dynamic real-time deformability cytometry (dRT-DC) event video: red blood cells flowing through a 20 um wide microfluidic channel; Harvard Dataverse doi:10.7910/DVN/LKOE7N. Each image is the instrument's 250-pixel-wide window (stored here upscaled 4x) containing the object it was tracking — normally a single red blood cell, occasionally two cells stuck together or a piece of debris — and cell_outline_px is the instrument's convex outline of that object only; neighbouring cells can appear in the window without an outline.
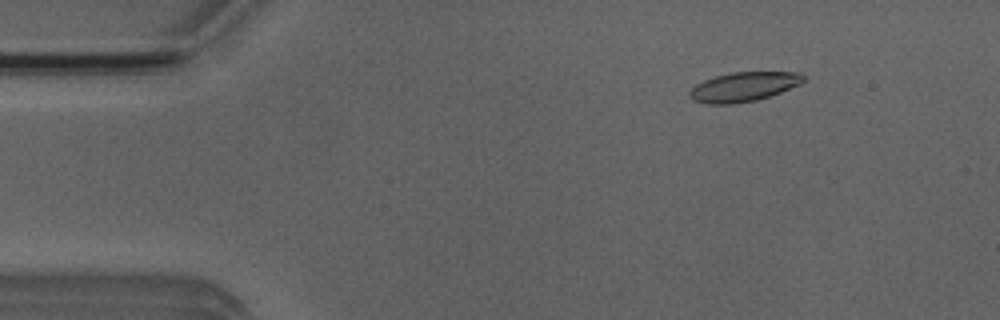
{"species": "Egyptian fruit bat (a non-hibernating species)", "species_latin": "Rousettus aegyptiacus", "temperature_condition": "room temperature", "stored_images_in_passage": 52, "camera_frame_rate_fps": 3000, "um_per_image_px": 0.085, "animal": {"sex": "male"}, "frame": {"image": 1, "passage_image": 7, "time_ms": 2.0, "image_size_px": [1000, 320], "cell_outline_px": [[804, 80], [800, 84], [780, 92], [756, 100], [732, 104], [708, 104], [692, 100], [688, 96], [688, 92], [696, 84], [704, 80], [716, 76], [732, 72], [800, 72], [804, 76]], "centroid_in_image_um": [63.17, 7.38], "position_along_channel_um": 21.8, "area_um2": 19.42}}
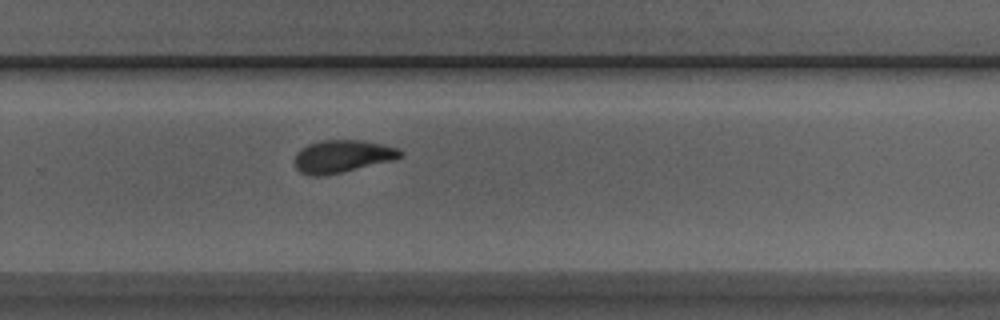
{"frame": {"image": 2, "passage_image": 34, "time_ms": 11.0, "image_size_px": [1000, 320], "cell_outline_px": [[404, 152], [400, 156], [392, 160], [340, 172], [320, 176], [312, 176], [300, 172], [296, 168], [296, 156], [300, 148], [308, 144], [324, 140], [364, 140], [400, 148]], "centroid_in_image_um": [29.1, 13.27], "position_along_channel_um": 300.7, "area_um2": 19.77}}
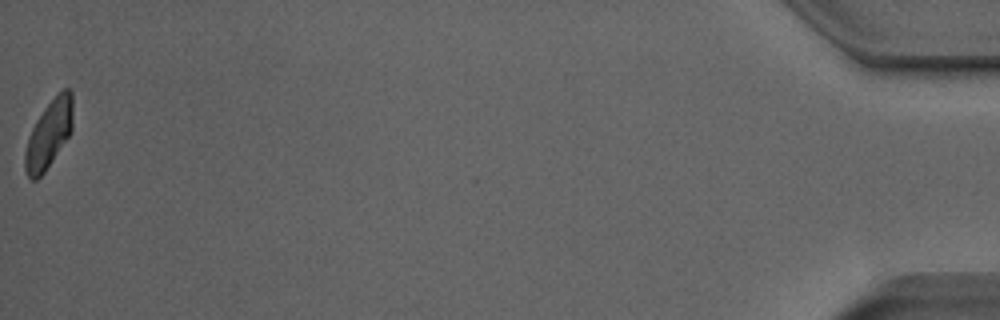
{"frame": {"image": 3, "passage_image": 52, "time_ms": 17.0, "image_size_px": [1000, 320], "cell_outline_px": [[72, 128], [68, 136], [44, 172], [36, 180], [32, 180], [28, 176], [24, 168], [24, 152], [28, 136], [36, 120], [44, 108], [64, 88], [68, 88], [72, 92]], "centroid_in_image_um": [4.12, 11.41], "position_along_channel_um": 431.1, "area_um2": 18.55}, "authors_computed_cell_mechanics": {"area_um2": 19.7098, "velocity_mm_per_s": 3.9535, "shape_relaxation_time_tau1_ms": 4.165, "shape_relaxation_time_tau2_ms": 2.5834, "deformation_change_tau1": 0.1711, "deformation_change_tau2": 0.0975}}